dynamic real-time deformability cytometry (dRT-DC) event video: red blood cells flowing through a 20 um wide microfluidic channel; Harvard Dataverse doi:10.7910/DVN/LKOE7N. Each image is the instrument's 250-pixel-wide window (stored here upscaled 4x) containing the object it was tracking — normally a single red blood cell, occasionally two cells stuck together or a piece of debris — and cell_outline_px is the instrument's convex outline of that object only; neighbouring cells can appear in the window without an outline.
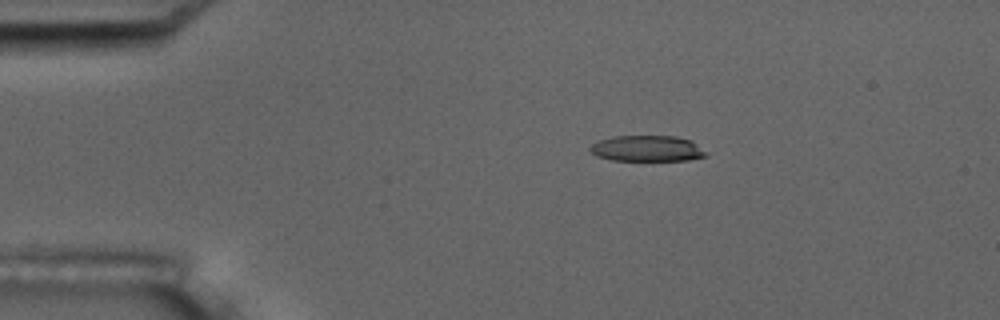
{"species": "common noctule bat (a hibernating species)", "species_latin": "Nyctalus noctula", "temperature_condition": "room temperature", "stored_images_in_passage": 6, "camera_frame_rate_fps": 3000, "um_per_image_px": 0.085, "animal": {"sex": "male", "body_mass_g": 17.5, "forearm_length_mm": 52.3}, "frame": {"image": 1, "passage_image": 3, "time_ms": 2.333, "image_size_px": [1000, 320], "cell_outline_px": [[712, 152], [708, 156], [688, 160], [612, 160], [596, 156], [588, 148], [592, 144], [600, 140], [612, 136], [676, 136], [692, 140]], "centroid_in_image_um": [55.11, 12.62], "position_along_channel_um": 29.9, "area_um2": 17.86}}
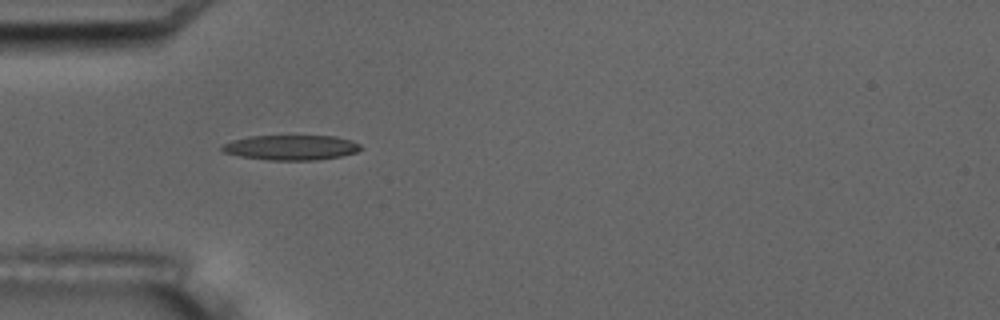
{"frame": {"image": 2, "passage_image": 5, "time_ms": 4.667, "image_size_px": [1000, 320], "cell_outline_px": [[364, 148], [356, 152], [340, 156], [316, 160], [268, 160], [240, 156], [224, 152], [220, 148], [224, 144], [232, 140], [252, 136], [336, 136], [352, 140], [360, 144]], "centroid_in_image_um": [24.78, 12.54], "position_along_channel_um": 60.2, "area_um2": 20.17}}